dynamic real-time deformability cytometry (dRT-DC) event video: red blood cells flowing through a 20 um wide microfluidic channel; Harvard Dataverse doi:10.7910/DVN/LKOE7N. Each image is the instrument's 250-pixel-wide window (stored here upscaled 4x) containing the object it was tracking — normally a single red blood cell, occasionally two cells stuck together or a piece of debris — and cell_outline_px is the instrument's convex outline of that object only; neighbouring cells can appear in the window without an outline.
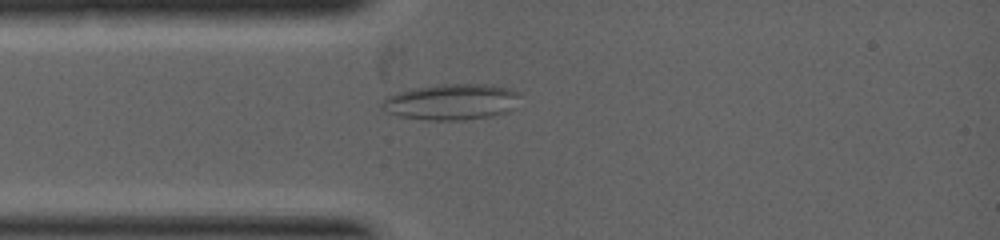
{"species": "common noctule bat (a hibernating species)", "species_latin": "Nyctalus noctula", "temperature_condition": "warm", "stored_images_in_passage": 4, "camera_frame_rate_fps": 5000, "um_per_image_px": 0.085, "animal": {"sex": "female", "body_mass_g": 19.0, "forearm_length_mm": 53.3}, "frame": {"image": 1, "passage_image": 1, "time_ms": 0.0, "image_size_px": [1000, 240], "cell_outline_px": [[520, 92], [512, 108], [508, 112], [492, 116], [464, 120], [428, 120], [400, 116], [388, 112], [380, 104], [388, 96], [396, 92], [412, 88], [436, 84], [488, 84], [508, 88]], "centroid_in_image_um": [38.36, 8.65], "position_along_channel_um": 46.6, "area_um2": 28.9}}
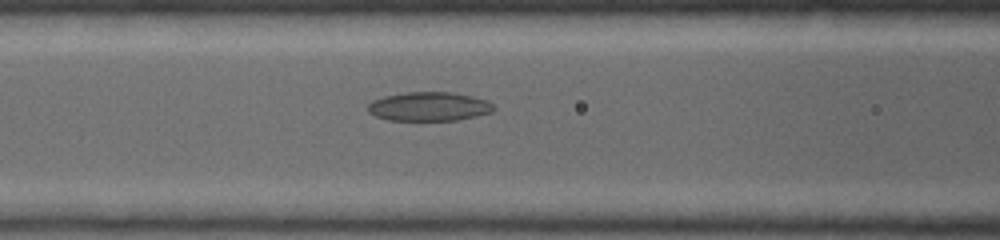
{"frame": {"image": 2, "passage_image": 4, "time_ms": 1.2, "image_size_px": [1000, 240], "cell_outline_px": [[496, 108], [492, 112], [476, 116], [456, 120], [388, 120], [376, 116], [368, 112], [368, 104], [372, 100], [384, 96], [404, 92], [452, 92], [472, 96], [488, 100]], "centroid_in_image_um": [36.47, 9.04], "position_along_channel_um": 130.1, "area_um2": 21.33}}